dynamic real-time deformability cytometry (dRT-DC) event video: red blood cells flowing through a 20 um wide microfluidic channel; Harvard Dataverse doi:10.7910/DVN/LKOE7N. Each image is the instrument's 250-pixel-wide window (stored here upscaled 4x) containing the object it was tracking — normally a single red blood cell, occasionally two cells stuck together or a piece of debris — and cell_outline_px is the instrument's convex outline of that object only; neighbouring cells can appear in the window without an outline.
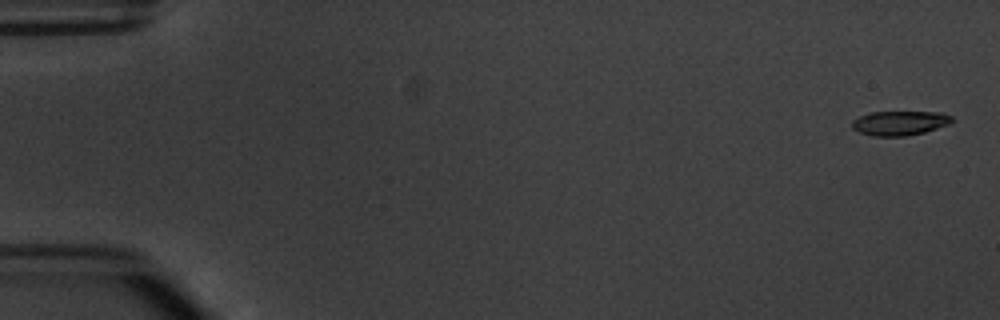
{"species": "common noctule bat (a hibernating species)", "species_latin": "Nyctalus noctula", "temperature_condition": "warm", "stored_images_in_passage": 6, "segment_of_instrument_passage": [2, 2], "camera_frame_rate_fps": 3000, "um_per_image_px": 0.085, "animal": {"sex": "male", "body_mass_g": 20.1, "forearm_length_mm": 53.5}, "frame": {"image": 1, "passage_image": 6, "time_ms": 6.667, "image_size_px": [1000, 320], "cell_outline_px": [[952, 120], [948, 124], [924, 132], [904, 136], [872, 136], [860, 132], [852, 128], [852, 120], [860, 116], [872, 112], [944, 112], [952, 116]], "centroid_in_image_um": [76.47, 10.45], "position_along_channel_um": 8.5, "area_um2": 14.1}}